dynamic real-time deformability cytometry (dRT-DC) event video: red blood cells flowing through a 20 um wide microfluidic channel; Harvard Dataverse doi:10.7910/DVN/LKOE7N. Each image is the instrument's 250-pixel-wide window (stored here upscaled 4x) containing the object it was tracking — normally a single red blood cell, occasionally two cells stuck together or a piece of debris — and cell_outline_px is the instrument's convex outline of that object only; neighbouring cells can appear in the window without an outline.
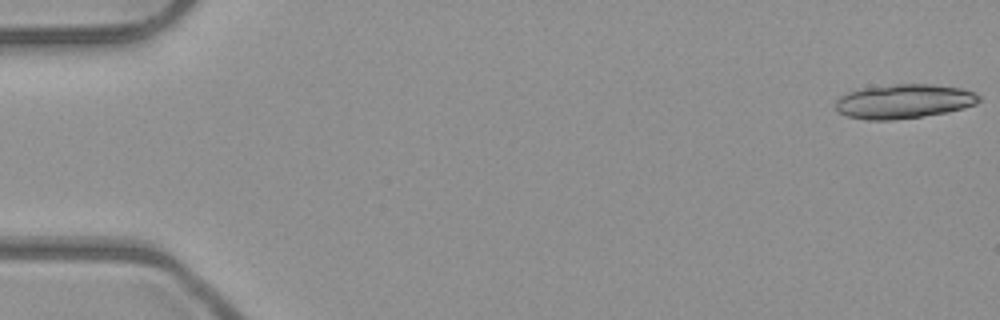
{"species": "common noctule bat (a hibernating species)", "species_latin": "Nyctalus noctula", "temperature_condition": "room temperature", "stored_images_in_passage": 19, "camera_frame_rate_fps": 3000, "um_per_image_px": 0.085, "animal": {"sex": "male", "body_mass_g": 23.1, "forearm_length_mm": 52.7}, "frame": {"image": 1, "passage_image": 1, "time_ms": 0.0, "image_size_px": [1000, 320], "cell_outline_px": [[980, 100], [976, 104], [964, 108], [948, 112], [920, 116], [888, 120], [868, 120], [848, 116], [840, 112], [836, 108], [836, 100], [840, 96], [848, 92], [864, 88], [896, 84], [932, 84], [960, 88], [972, 92], [980, 96]], "centroid_in_image_um": [76.84, 8.61], "position_along_channel_um": 8.2, "area_um2": 28.32}}